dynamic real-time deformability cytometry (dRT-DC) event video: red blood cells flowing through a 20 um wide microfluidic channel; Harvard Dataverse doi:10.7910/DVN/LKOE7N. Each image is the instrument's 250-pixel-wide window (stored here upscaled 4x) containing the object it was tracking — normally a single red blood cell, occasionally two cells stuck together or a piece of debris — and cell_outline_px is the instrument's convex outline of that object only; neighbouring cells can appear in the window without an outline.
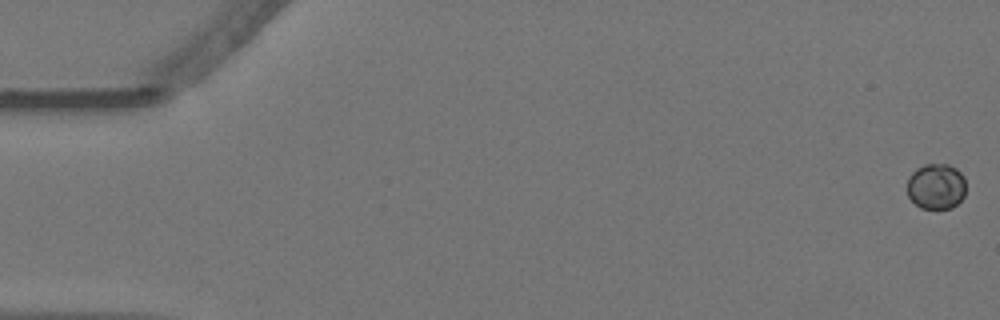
{"species": "Egyptian fruit bat (a non-hibernating species)", "species_latin": "Rousettus aegyptiacus", "temperature_condition": "warm", "stored_images_in_passage": 51, "camera_frame_rate_fps": 3000, "um_per_image_px": 0.085, "animal": {"sex": "female"}, "frame": {"image": 1, "passage_image": 1, "time_ms": 0.0, "image_size_px": [1000, 320], "cell_outline_px": [[964, 196], [952, 208], [920, 208], [908, 196], [908, 176], [916, 168], [924, 164], [948, 164], [956, 168], [964, 176]], "centroid_in_image_um": [79.56, 15.82], "position_along_channel_um": 5.4, "area_um2": 15.61}}
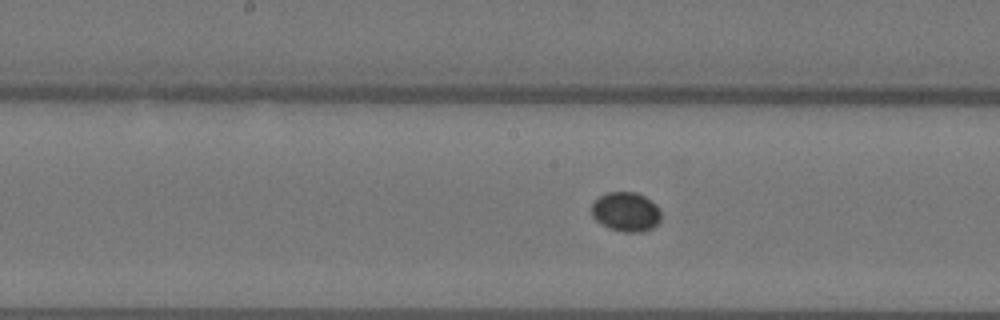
{"frame": {"image": 2, "passage_image": 29, "time_ms": 9.333, "image_size_px": [1000, 320], "cell_outline_px": [[660, 220], [652, 228], [640, 232], [624, 232], [608, 228], [600, 224], [592, 216], [592, 204], [600, 196], [608, 192], [636, 192], [644, 196], [656, 204], [660, 208]], "centroid_in_image_um": [53.2, 18.01], "position_along_channel_um": 195.0, "area_um2": 15.95}}
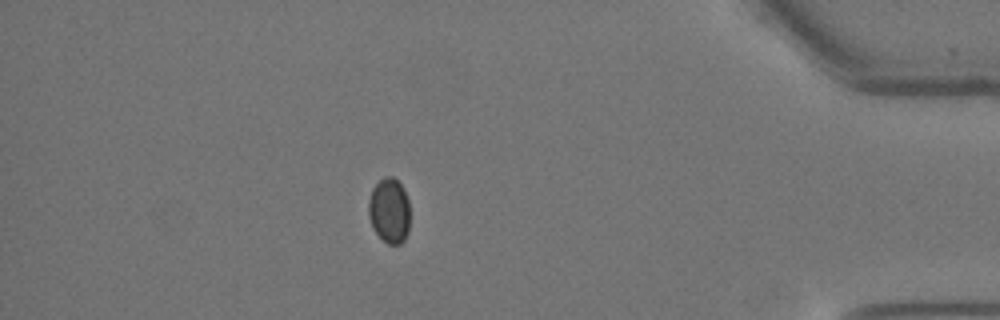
{"frame": {"image": 3, "passage_image": 50, "time_ms": 16.333, "image_size_px": [1000, 320], "cell_outline_px": [[408, 232], [404, 240], [400, 244], [388, 244], [376, 232], [368, 216], [368, 200], [372, 188], [384, 176], [392, 176], [404, 188], [408, 200]], "centroid_in_image_um": [33.08, 17.88], "position_along_channel_um": 402.1, "area_um2": 15.61}}